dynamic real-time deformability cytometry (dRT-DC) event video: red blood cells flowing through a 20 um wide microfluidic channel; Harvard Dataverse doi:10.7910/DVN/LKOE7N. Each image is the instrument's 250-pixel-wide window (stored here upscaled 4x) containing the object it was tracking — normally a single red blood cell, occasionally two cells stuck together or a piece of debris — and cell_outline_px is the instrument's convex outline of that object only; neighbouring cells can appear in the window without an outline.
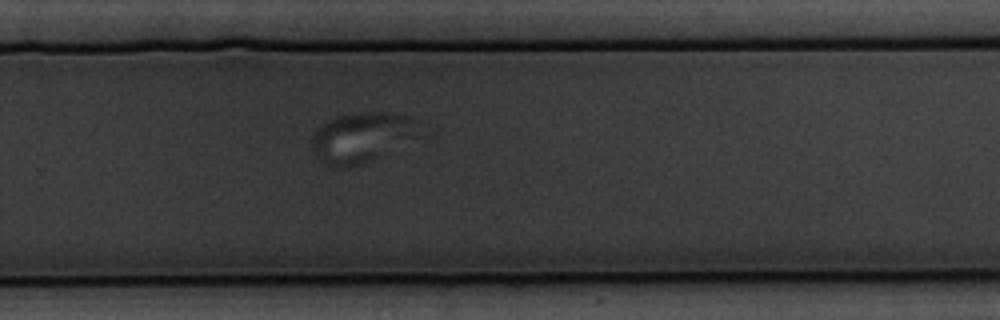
{"species": "common noctule bat (a hibernating species)", "species_latin": "Nyctalus noctula", "temperature_condition": "warm", "stored_images_in_passage": 41, "camera_frame_rate_fps": 3000, "um_per_image_px": 0.085, "animal": {"sex": "male", "body_mass_g": 20.1, "forearm_length_mm": 53.5}, "frame": {"image": 1, "passage_image": 23, "time_ms": 7.333, "image_size_px": [1000, 320], "cell_outline_px": [[412, 120], [404, 136], [376, 156], [360, 164], [340, 168], [332, 168], [324, 164], [320, 160], [312, 144], [312, 140], [316, 128], [328, 120], [340, 116], [360, 112], [396, 112], [408, 116]], "centroid_in_image_um": [30.43, 11.65], "position_along_channel_um": 299.4, "area_um2": 28.44}}